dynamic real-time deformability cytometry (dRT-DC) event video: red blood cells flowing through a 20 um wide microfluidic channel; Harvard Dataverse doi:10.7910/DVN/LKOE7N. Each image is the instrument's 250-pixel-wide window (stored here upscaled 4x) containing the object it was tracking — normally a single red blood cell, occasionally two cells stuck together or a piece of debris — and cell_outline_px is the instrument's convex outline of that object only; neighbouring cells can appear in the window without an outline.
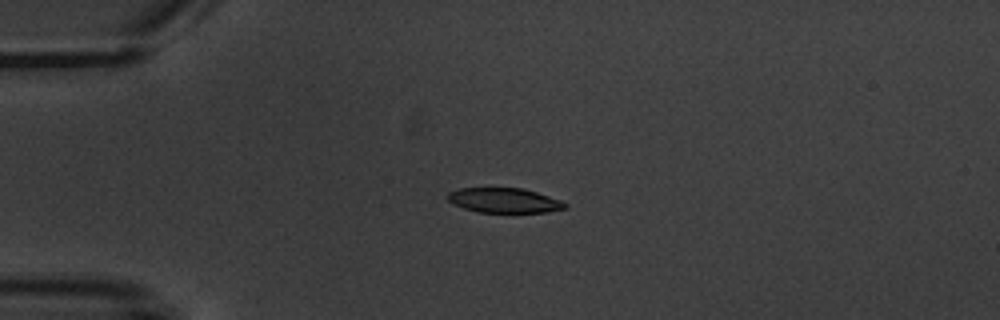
{"species": "common noctule bat (a hibernating species)", "species_latin": "Nyctalus noctula", "temperature_condition": "warm", "stored_images_in_passage": 5, "camera_frame_rate_fps": 3000, "um_per_image_px": 0.085, "animal": {"sex": "male", "body_mass_g": 20.1, "forearm_length_mm": 53.5}, "frame": {"image": 1, "passage_image": 4, "time_ms": 4.0, "image_size_px": [1000, 320], "cell_outline_px": [[568, 208], [548, 212], [476, 212], [452, 204], [444, 196], [448, 192], [460, 188], [524, 188], [560, 200], [568, 204]], "centroid_in_image_um": [42.83, 17.03], "position_along_channel_um": 42.2, "area_um2": 17.11}}